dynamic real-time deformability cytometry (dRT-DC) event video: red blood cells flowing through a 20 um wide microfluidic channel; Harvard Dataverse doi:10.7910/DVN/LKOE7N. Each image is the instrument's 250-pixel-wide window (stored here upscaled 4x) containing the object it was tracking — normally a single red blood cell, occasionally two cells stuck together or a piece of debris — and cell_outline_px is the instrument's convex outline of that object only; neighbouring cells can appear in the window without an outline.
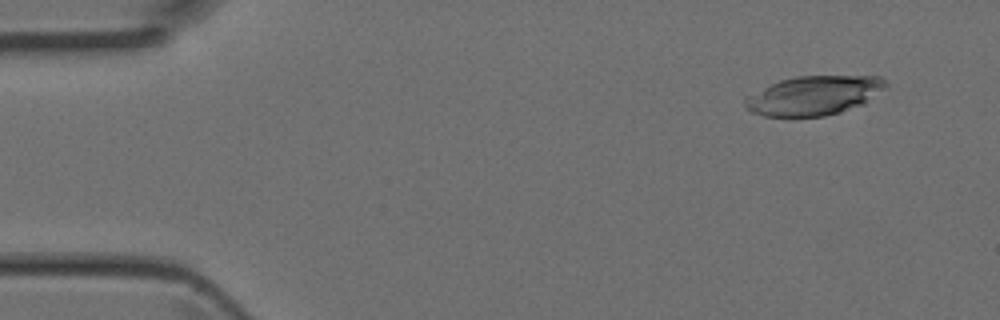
{"species": "Egyptian fruit bat (a non-hibernating species)", "species_latin": "Rousettus aegyptiacus", "temperature_condition": "room temperature", "stored_images_in_passage": 3, "camera_frame_rate_fps": 3000, "um_per_image_px": 0.085, "animal": {"sex": "female"}, "frame": {"image": 1, "passage_image": 1, "time_ms": 0.0, "image_size_px": [1000, 320], "cell_outline_px": [[888, 84], [884, 88], [864, 104], [840, 112], [824, 116], [764, 116], [752, 112], [744, 104], [744, 96], [780, 80], [796, 76], [880, 76]], "centroid_in_image_um": [69.16, 8.11], "position_along_channel_um": 15.8, "area_um2": 32.02}}